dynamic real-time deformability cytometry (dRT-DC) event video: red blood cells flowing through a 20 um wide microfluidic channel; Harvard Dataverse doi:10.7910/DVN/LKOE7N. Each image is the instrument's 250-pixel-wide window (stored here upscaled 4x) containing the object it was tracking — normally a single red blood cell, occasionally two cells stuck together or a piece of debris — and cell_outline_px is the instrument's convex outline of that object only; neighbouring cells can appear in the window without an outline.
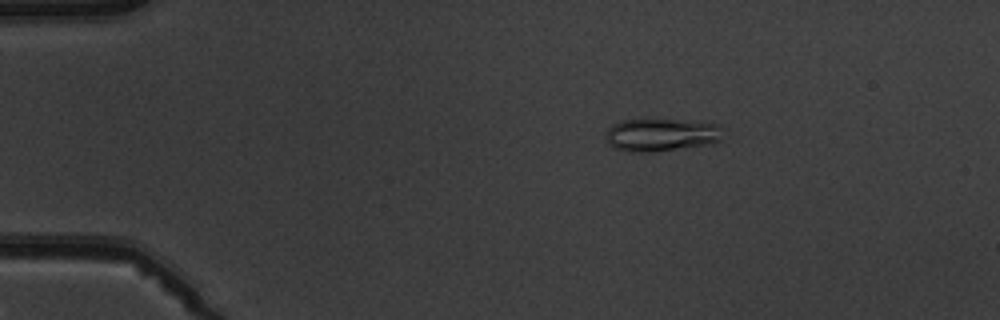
{"species": "common noctule bat (a hibernating species)", "species_latin": "Nyctalus noctula", "temperature_condition": "warm", "stored_images_in_passage": 4, "camera_frame_rate_fps": 3000, "um_per_image_px": 0.085, "animal": {"sex": "male", "body_mass_g": 19.5, "forearm_length_mm": 54.6}, "frame": {"image": 1, "passage_image": 1, "time_ms": 0.0, "image_size_px": [1000, 320], "cell_outline_px": [[720, 140], [712, 144], [656, 152], [632, 152], [616, 148], [608, 140], [608, 128], [612, 124], [620, 120], [652, 116], [716, 124], [720, 128]], "centroid_in_image_um": [56.19, 11.41], "position_along_channel_um": 28.8, "area_um2": 23.0}}